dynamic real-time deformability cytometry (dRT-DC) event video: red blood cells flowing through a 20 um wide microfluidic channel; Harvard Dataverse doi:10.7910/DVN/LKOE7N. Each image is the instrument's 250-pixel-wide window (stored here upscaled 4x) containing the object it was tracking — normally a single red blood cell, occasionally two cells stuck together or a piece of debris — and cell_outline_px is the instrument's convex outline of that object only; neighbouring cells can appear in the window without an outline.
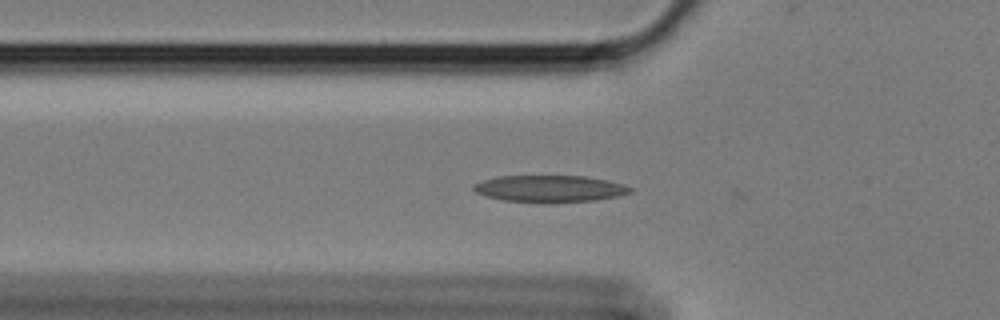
{"species": "Egyptian fruit bat (a non-hibernating species)", "species_latin": "Rousettus aegyptiacus", "temperature_condition": "cold", "stored_images_in_passage": 32, "camera_frame_rate_fps": 3000, "um_per_image_px": 0.085, "animal": {"sex": "female"}, "frame": {"image": 1, "passage_image": 2, "time_ms": 0.333, "image_size_px": [1000, 320], "cell_outline_px": [[632, 192], [620, 196], [596, 200], [504, 200], [484, 196], [476, 192], [472, 188], [472, 184], [484, 180], [500, 176], [588, 176], [608, 180], [624, 184], [632, 188]], "centroid_in_image_um": [46.76, 15.99], "position_along_channel_um": 79.0, "area_um2": 23.64}}
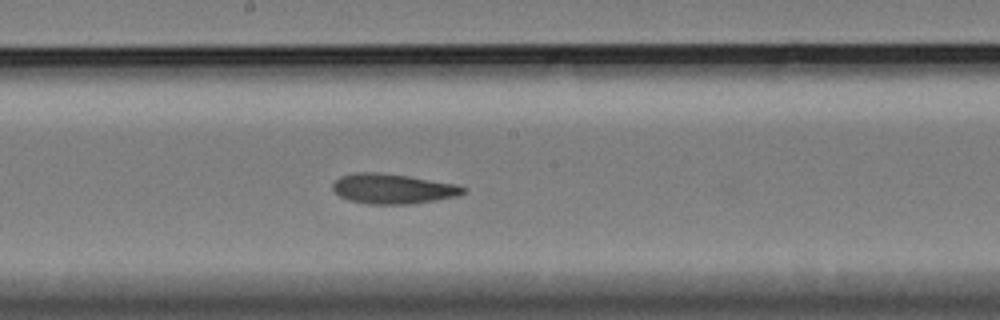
{"frame": {"image": 2, "passage_image": 14, "time_ms": 4.333, "image_size_px": [1000, 320], "cell_outline_px": [[468, 192], [456, 196], [436, 200], [408, 204], [368, 204], [348, 200], [340, 196], [332, 188], [332, 184], [340, 176], [356, 172], [376, 172], [408, 176], [456, 184], [468, 188]], "centroid_in_image_um": [33.4, 16.04], "position_along_channel_um": 214.8, "area_um2": 22.83}}
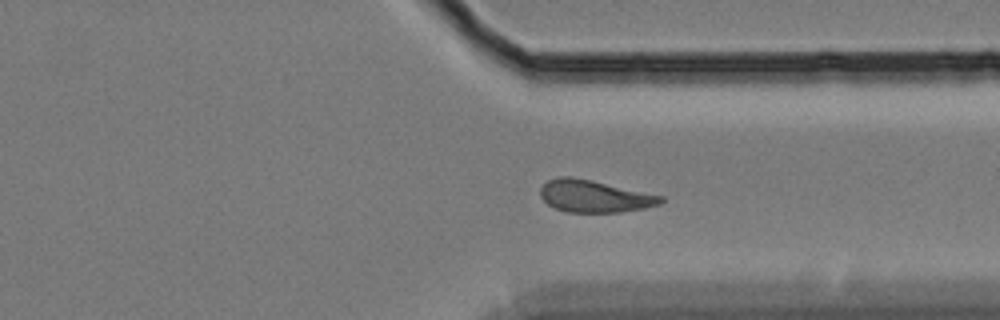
{"frame": {"image": 3, "passage_image": 27, "time_ms": 8.667, "image_size_px": [1000, 320], "cell_outline_px": [[664, 200], [660, 204], [644, 208], [620, 212], [568, 212], [556, 208], [548, 204], [540, 196], [540, 188], [548, 180], [560, 176], [568, 176], [592, 180], [664, 196]], "centroid_in_image_um": [50.53, 16.67], "position_along_channel_um": 360.9, "area_um2": 22.48}, "authors_computed_cell_mechanics": {"area_um2": 22.9177, "velocity_mm_per_s": 3.3665, "shape_relaxation_time_tau1_ms": 6.6188, "shape_relaxation_time_tau2_ms": 3.9832, "deformation_change_tau1": 0.1794, "deformation_change_tau2": 0.1149}}